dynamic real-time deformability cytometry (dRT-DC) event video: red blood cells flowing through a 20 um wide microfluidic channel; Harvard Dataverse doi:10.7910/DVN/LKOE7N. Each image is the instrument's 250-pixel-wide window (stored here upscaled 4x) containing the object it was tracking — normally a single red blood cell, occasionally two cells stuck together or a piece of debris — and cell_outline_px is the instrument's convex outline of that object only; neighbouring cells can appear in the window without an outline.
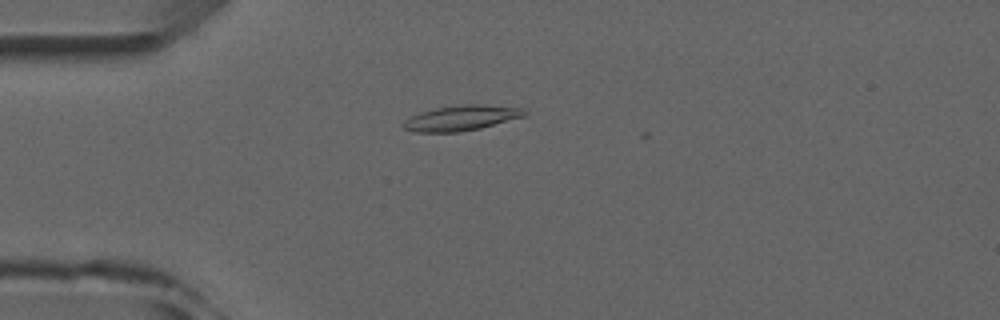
{"species": "common noctule bat (a hibernating species)", "species_latin": "Nyctalus noctula", "temperature_condition": "room temperature", "stored_images_in_passage": 5, "camera_frame_rate_fps": 3000, "um_per_image_px": 0.085, "animal": {"sex": "male", "forearm_length_mm": 52.5}, "frame": {"image": 1, "passage_image": 5, "time_ms": 4.333, "image_size_px": [1000, 320], "cell_outline_px": [[528, 112], [524, 116], [480, 128], [460, 132], [416, 132], [404, 128], [400, 124], [404, 120], [420, 112], [436, 108], [468, 104], [480, 104], [524, 108]], "centroid_in_image_um": [39.2, 10.03], "position_along_channel_um": 45.8, "area_um2": 17.69}}